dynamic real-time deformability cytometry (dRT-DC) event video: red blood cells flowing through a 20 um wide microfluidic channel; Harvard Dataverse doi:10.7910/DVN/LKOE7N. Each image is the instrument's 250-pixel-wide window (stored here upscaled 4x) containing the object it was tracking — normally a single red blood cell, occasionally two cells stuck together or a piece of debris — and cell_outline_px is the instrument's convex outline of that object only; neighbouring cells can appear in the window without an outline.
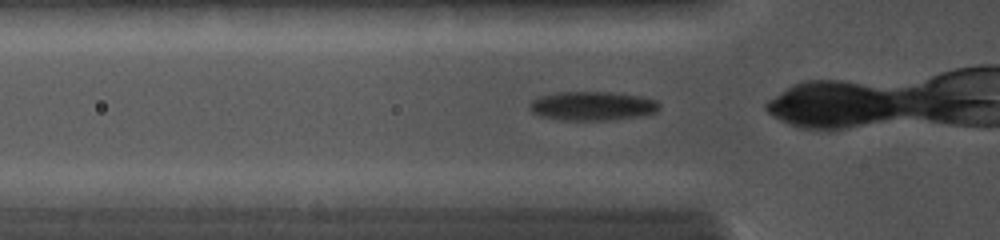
{"species": "common noctule bat (a hibernating species)", "species_latin": "Nyctalus noctula", "temperature_condition": "cold", "stored_images_in_passage": 19, "camera_frame_rate_fps": 5000, "um_per_image_px": 0.085, "animal": {"sex": "female", "body_mass_g": 19.0, "forearm_length_mm": 56.7}, "frame": {"image": 1, "passage_image": 4, "time_ms": 1.0, "image_size_px": [1000, 240], "cell_outline_px": [[660, 108], [656, 112], [644, 116], [604, 120], [560, 120], [540, 116], [532, 112], [528, 108], [528, 104], [532, 100], [540, 96], [556, 92], [612, 92], [640, 96], [656, 100], [660, 104]], "centroid_in_image_um": [50.34, 9.01], "position_along_channel_um": 75.5, "area_um2": 22.14}}